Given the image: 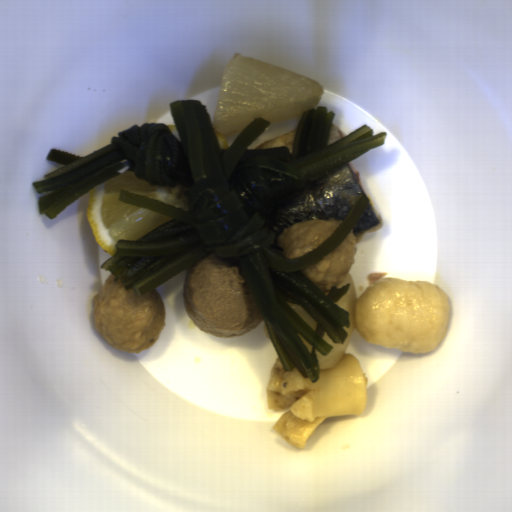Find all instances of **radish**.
I'll return each instance as SVG.
<instances>
[{"label": "radish", "mask_w": 512, "mask_h": 512, "mask_svg": "<svg viewBox=\"0 0 512 512\" xmlns=\"http://www.w3.org/2000/svg\"><path fill=\"white\" fill-rule=\"evenodd\" d=\"M323 95V86L310 77L236 53L222 71L211 126L225 138L256 118L276 123L298 117Z\"/></svg>", "instance_id": "1"}, {"label": "radish", "mask_w": 512, "mask_h": 512, "mask_svg": "<svg viewBox=\"0 0 512 512\" xmlns=\"http://www.w3.org/2000/svg\"><path fill=\"white\" fill-rule=\"evenodd\" d=\"M348 284H350V286L346 294L336 302L343 310L347 312L349 316V327H344L347 336L343 344H336L331 341L327 331L325 330L322 338L331 345L332 349L326 356H323L316 351L319 369H327L336 366L343 359L344 353L354 333L357 297L355 292L354 278L350 272L346 274L345 278L337 288L341 289Z\"/></svg>", "instance_id": "2"}, {"label": "radish", "mask_w": 512, "mask_h": 512, "mask_svg": "<svg viewBox=\"0 0 512 512\" xmlns=\"http://www.w3.org/2000/svg\"><path fill=\"white\" fill-rule=\"evenodd\" d=\"M293 310L305 321V323L316 331L317 321L309 314V312L297 302H288Z\"/></svg>", "instance_id": "3"}, {"label": "radish", "mask_w": 512, "mask_h": 512, "mask_svg": "<svg viewBox=\"0 0 512 512\" xmlns=\"http://www.w3.org/2000/svg\"><path fill=\"white\" fill-rule=\"evenodd\" d=\"M298 334V333H297ZM298 336L300 337V339L302 340L303 344L305 345V347L307 348V350L309 352H311L313 354V344H311L310 342H308L306 339H304L301 335L298 334Z\"/></svg>", "instance_id": "4"}]
</instances>
